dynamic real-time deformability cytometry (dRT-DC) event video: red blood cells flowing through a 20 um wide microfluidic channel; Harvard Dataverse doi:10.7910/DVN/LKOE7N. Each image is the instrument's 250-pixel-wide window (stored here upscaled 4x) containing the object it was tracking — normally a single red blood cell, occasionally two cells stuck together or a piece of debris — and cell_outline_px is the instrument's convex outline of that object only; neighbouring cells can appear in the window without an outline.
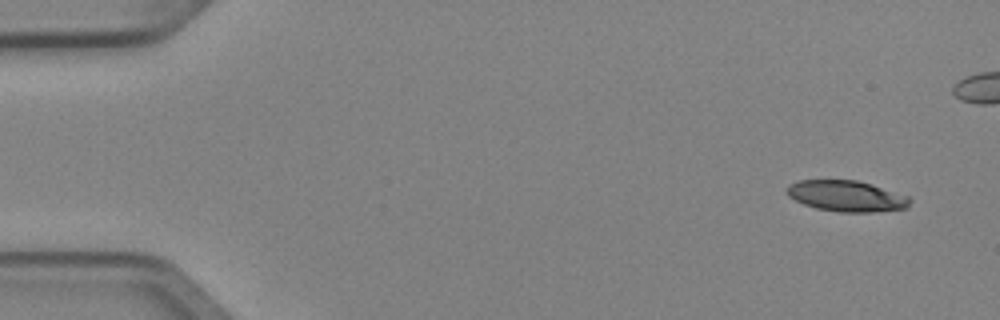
{"species": "Egyptian fruit bat (a non-hibernating species)", "species_latin": "Rousettus aegyptiacus", "temperature_condition": "cold", "stored_images_in_passage": 6, "camera_frame_rate_fps": 3000, "um_per_image_px": 0.085, "animal": {"sex": "female"}, "frame": {"image": 1, "passage_image": 1, "time_ms": 0.0, "image_size_px": [1000, 320], "cell_outline_px": [[912, 200], [908, 208], [872, 212], [840, 212], [816, 208], [804, 204], [788, 196], [784, 192], [784, 188], [788, 184], [800, 180], [856, 180], [908, 196]], "centroid_in_image_um": [71.91, 16.66], "position_along_channel_um": 13.1, "area_um2": 22.2}}
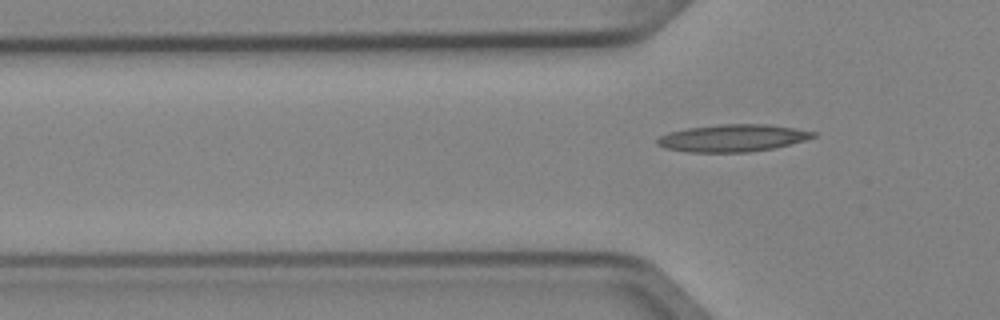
{"frame": {"image": 2, "passage_image": 6, "time_ms": 1.667, "image_size_px": [1000, 320], "cell_outline_px": [[816, 136], [804, 140], [772, 148], [748, 152], [688, 152], [664, 148], [656, 144], [656, 140], [660, 136], [668, 132], [688, 128], [720, 124], [768, 124], [796, 128], [816, 132]], "centroid_in_image_um": [62.24, 11.73], "position_along_channel_um": 63.6, "area_um2": 24.68}}